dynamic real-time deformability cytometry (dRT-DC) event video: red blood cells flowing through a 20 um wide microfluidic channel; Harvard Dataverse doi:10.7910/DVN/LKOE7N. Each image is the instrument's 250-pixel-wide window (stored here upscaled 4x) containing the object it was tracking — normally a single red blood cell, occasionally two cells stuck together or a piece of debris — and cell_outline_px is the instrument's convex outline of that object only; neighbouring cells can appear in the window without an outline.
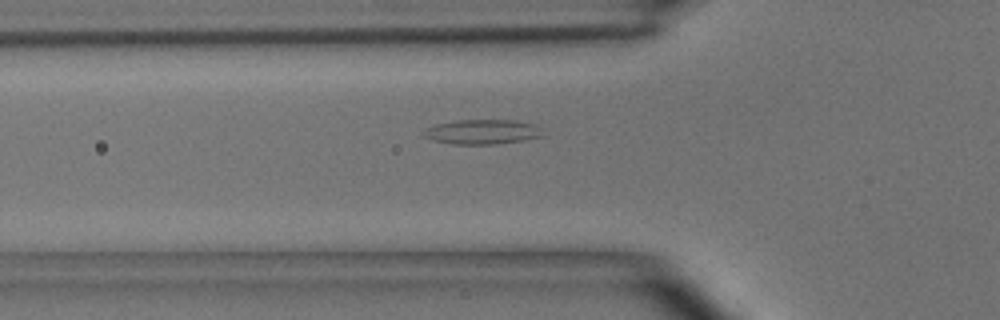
{"species": "common noctule bat (a hibernating species)", "species_latin": "Nyctalus noctula", "temperature_condition": "room temperature", "stored_images_in_passage": 5, "camera_frame_rate_fps": 3000, "um_per_image_px": 0.085, "animal": {"sex": "male", "body_mass_g": 15.6}, "frame": {"image": 1, "passage_image": 5, "time_ms": 4.667, "image_size_px": [1000, 320], "cell_outline_px": [[544, 136], [524, 140], [496, 144], [452, 144], [432, 140], [424, 136], [420, 132], [436, 124], [456, 120], [516, 120], [536, 124], [540, 128]], "centroid_in_image_um": [41.01, 11.2], "position_along_channel_um": 84.8, "area_um2": 17.28}}